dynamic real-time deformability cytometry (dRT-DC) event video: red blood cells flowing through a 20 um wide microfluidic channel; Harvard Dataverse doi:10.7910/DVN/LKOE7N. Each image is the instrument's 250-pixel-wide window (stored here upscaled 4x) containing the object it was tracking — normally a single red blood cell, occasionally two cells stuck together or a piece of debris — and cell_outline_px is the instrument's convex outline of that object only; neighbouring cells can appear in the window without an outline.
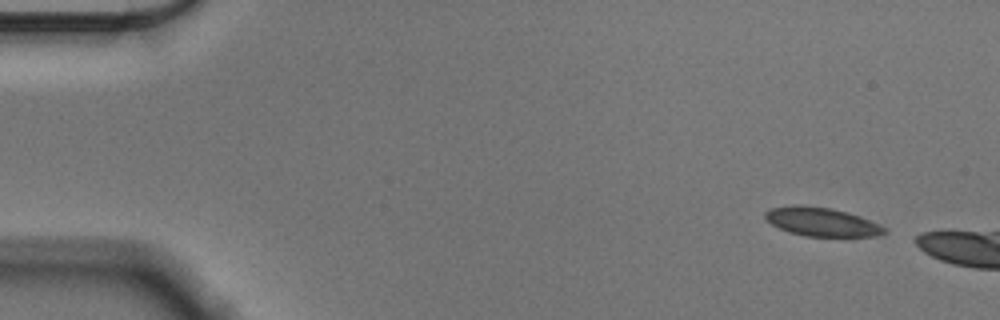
{"species": "Egyptian fruit bat (a non-hibernating species)", "species_latin": "Rousettus aegyptiacus", "temperature_condition": "cold", "stored_images_in_passage": 10, "camera_frame_rate_fps": 3000, "um_per_image_px": 0.085, "animal": {"sex": "male"}, "frame": {"image": 1, "passage_image": 4, "time_ms": 1.0, "image_size_px": [1000, 320], "cell_outline_px": [[884, 232], [876, 236], [804, 236], [788, 232], [772, 224], [764, 216], [764, 212], [772, 208], [800, 204], [832, 208], [868, 220], [884, 228]], "centroid_in_image_um": [69.75, 18.85], "position_along_channel_um": 15.2, "area_um2": 19.42}}